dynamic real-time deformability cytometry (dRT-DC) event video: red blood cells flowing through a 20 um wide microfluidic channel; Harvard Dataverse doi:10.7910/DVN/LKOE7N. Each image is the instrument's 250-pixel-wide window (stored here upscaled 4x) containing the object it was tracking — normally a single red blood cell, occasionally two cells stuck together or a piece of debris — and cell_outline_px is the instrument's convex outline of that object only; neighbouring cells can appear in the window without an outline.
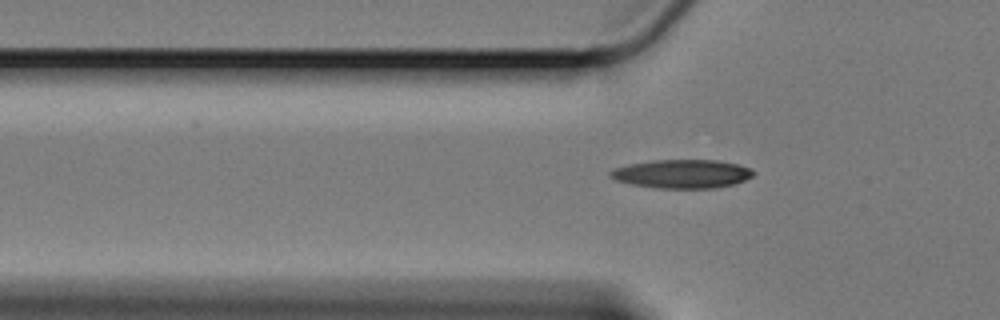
{"species": "Egyptian fruit bat (a non-hibernating species)", "species_latin": "Rousettus aegyptiacus", "temperature_condition": "cold", "stored_images_in_passage": 42, "camera_frame_rate_fps": 3000, "um_per_image_px": 0.085, "animal": {"sex": "female"}, "frame": {"image": 1, "passage_image": 7, "time_ms": 2.0, "image_size_px": [1000, 320], "cell_outline_px": [[756, 172], [752, 176], [736, 184], [716, 188], [660, 188], [632, 184], [616, 180], [608, 176], [608, 172], [616, 168], [628, 164], [652, 160], [720, 160], [740, 164], [752, 168]], "centroid_in_image_um": [58.02, 14.77], "position_along_channel_um": 67.8, "area_um2": 24.1}}
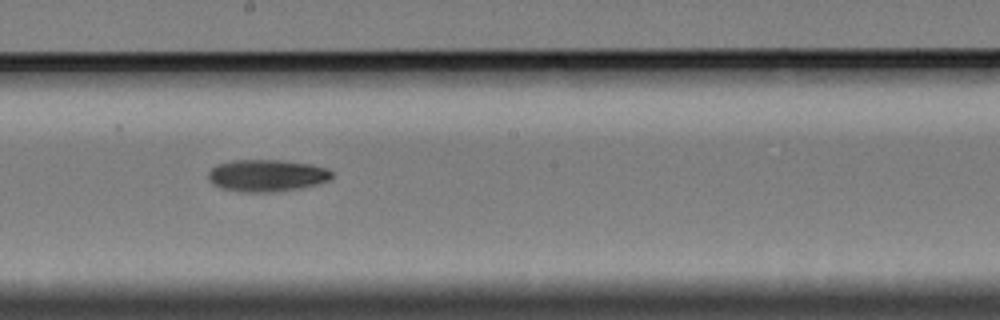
{"frame": {"image": 2, "passage_image": 21, "time_ms": 6.667, "image_size_px": [1000, 320], "cell_outline_px": [[332, 176], [328, 180], [316, 184], [296, 188], [268, 192], [244, 192], [220, 188], [212, 184], [208, 180], [208, 172], [216, 164], [232, 160], [280, 160], [312, 164], [328, 168], [332, 172]], "centroid_in_image_um": [22.63, 14.9], "position_along_channel_um": 225.6, "area_um2": 23.0}}
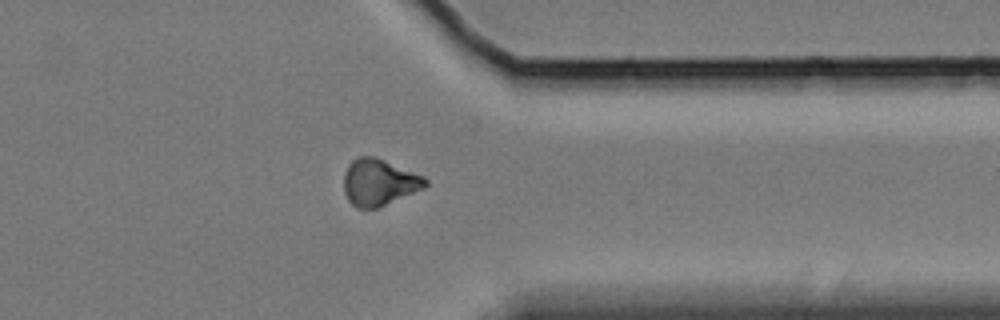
{"frame": {"image": 3, "passage_image": 35, "time_ms": 11.333, "image_size_px": [1000, 320], "cell_outline_px": [[428, 184], [424, 188], [376, 208], [356, 208], [348, 200], [344, 192], [344, 172], [348, 164], [356, 156], [376, 156], [424, 176], [428, 180]], "centroid_in_image_um": [32.2, 15.47], "position_along_channel_um": 379.2, "area_um2": 22.2}}